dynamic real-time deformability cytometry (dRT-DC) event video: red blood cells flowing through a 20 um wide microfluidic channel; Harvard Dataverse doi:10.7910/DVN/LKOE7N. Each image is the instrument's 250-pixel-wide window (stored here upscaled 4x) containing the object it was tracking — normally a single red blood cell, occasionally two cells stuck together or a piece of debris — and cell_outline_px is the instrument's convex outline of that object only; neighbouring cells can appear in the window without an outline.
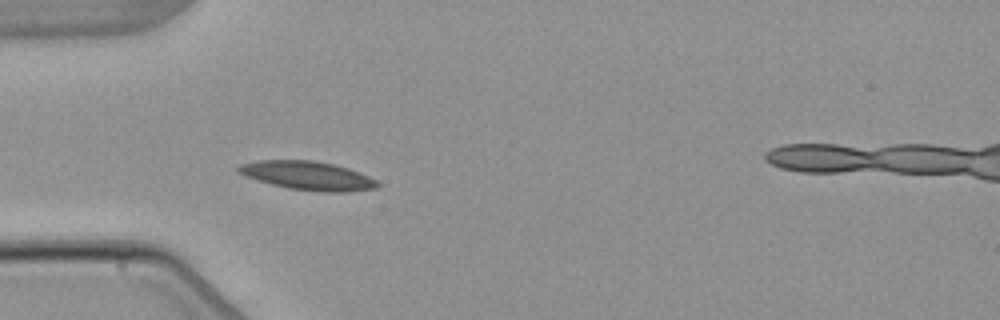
{"species": "common noctule bat (a hibernating species)", "species_latin": "Nyctalus noctula", "temperature_condition": "warm", "stored_images_in_passage": 5, "camera_frame_rate_fps": 3000, "um_per_image_px": 0.085, "animal": {"sex": "male", "body_mass_g": 21.5, "forearm_length_mm": 52.0}, "frame": {"image": 1, "passage_image": 5, "time_ms": 5.333, "image_size_px": [1000, 320], "cell_outline_px": [[380, 184], [376, 188], [348, 192], [324, 192], [288, 188], [272, 184], [244, 176], [236, 172], [236, 168], [240, 164], [260, 160], [312, 160], [332, 164], [348, 168], [368, 176], [376, 180]], "centroid_in_image_um": [26.13, 14.93], "position_along_channel_um": 58.9, "area_um2": 23.18}}